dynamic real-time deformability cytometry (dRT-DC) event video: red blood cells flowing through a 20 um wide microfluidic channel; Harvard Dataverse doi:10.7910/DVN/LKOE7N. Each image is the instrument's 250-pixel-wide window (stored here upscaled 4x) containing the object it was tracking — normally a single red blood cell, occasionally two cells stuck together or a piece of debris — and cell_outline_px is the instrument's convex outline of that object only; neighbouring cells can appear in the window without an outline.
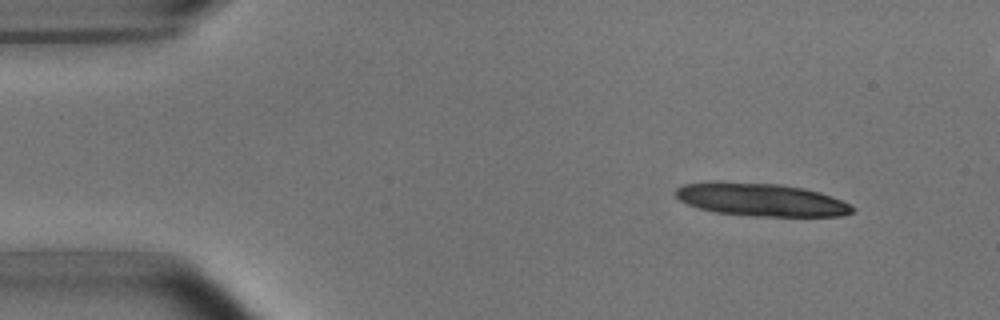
{"species": "common noctule bat (a hibernating species)", "species_latin": "Nyctalus noctula", "temperature_condition": "room temperature", "stored_images_in_passage": 5, "camera_frame_rate_fps": 3000, "um_per_image_px": 0.085, "animal": {"sex": "male", "body_mass_g": 15.6}, "frame": {"image": 1, "passage_image": 1, "time_ms": 0.0, "image_size_px": [1000, 320], "cell_outline_px": [[856, 208], [852, 212], [844, 216], [752, 216], [716, 212], [700, 208], [688, 204], [680, 200], [672, 192], [676, 188], [684, 184], [708, 180], [712, 180], [780, 184], [804, 188], [820, 192], [840, 200]], "centroid_in_image_um": [64.62, 16.95], "position_along_channel_um": 20.4, "area_um2": 34.28}}